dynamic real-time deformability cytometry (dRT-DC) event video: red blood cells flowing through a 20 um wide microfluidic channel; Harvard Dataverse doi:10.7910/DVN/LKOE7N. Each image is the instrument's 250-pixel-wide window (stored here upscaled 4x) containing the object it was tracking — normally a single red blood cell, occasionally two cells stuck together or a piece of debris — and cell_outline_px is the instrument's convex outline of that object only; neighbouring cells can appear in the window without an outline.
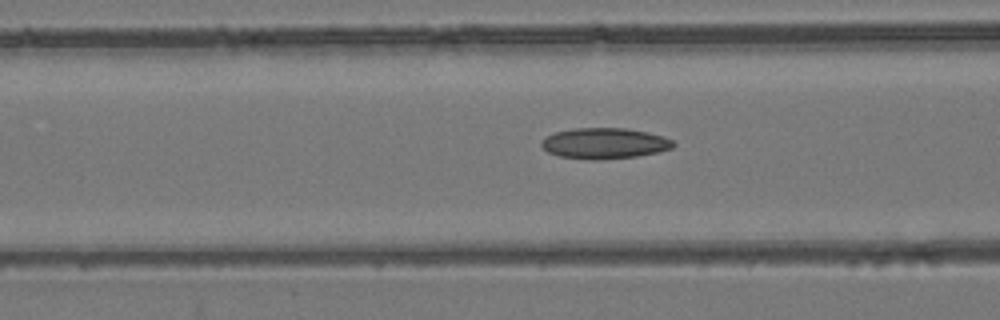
{"species": "common noctule bat (a hibernating species)", "species_latin": "Nyctalus noctula", "temperature_condition": "room temperature", "stored_images_in_passage": 54, "camera_frame_rate_fps": 3000, "um_per_image_px": 0.085, "animal": {"sex": "female", "body_mass_g": 24.6, "forearm_length_mm": 56.2}, "frame": {"image": 1, "passage_image": 22, "time_ms": 7.0, "image_size_px": [1000, 320], "cell_outline_px": [[676, 144], [672, 148], [656, 152], [636, 156], [600, 160], [592, 160], [560, 156], [548, 152], [540, 144], [548, 136], [556, 132], [576, 128], [624, 128], [648, 132], [664, 136], [672, 140]], "centroid_in_image_um": [51.42, 12.18], "position_along_channel_um": 115.2, "area_um2": 23.47}}
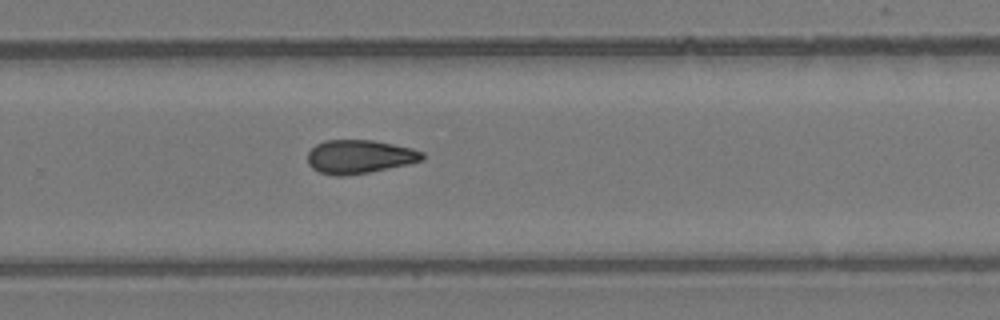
{"frame": {"image": 2, "passage_image": 36, "time_ms": 11.667, "image_size_px": [1000, 320], "cell_outline_px": [[424, 160], [408, 164], [368, 172], [344, 176], [336, 176], [320, 172], [312, 168], [308, 164], [308, 152], [316, 144], [324, 140], [372, 140], [412, 148], [424, 152]], "centroid_in_image_um": [30.55, 13.31], "position_along_channel_um": 299.2, "area_um2": 22.43}}
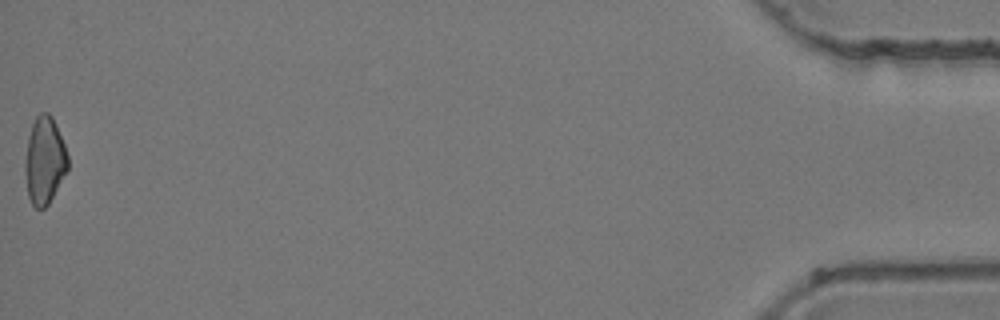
{"frame": {"image": 3, "passage_image": 54, "time_ms": 17.667, "image_size_px": [1000, 320], "cell_outline_px": [[68, 168], [48, 204], [44, 208], [36, 208], [32, 204], [28, 196], [24, 172], [24, 160], [28, 136], [32, 124], [36, 116], [40, 112], [48, 112], [52, 116], [64, 144], [68, 156]], "centroid_in_image_um": [3.76, 13.62], "position_along_channel_um": 431.4, "area_um2": 21.73}, "authors_computed_cell_mechanics": {"area_um2": 22.6287, "velocity_mm_per_s": 3.9508, "shape_relaxation_time_tau1_ms": null, "shape_relaxation_time_tau2_ms": 6.7112, "deformation_change_tau1": null, "deformation_change_tau2": 0.1502}}